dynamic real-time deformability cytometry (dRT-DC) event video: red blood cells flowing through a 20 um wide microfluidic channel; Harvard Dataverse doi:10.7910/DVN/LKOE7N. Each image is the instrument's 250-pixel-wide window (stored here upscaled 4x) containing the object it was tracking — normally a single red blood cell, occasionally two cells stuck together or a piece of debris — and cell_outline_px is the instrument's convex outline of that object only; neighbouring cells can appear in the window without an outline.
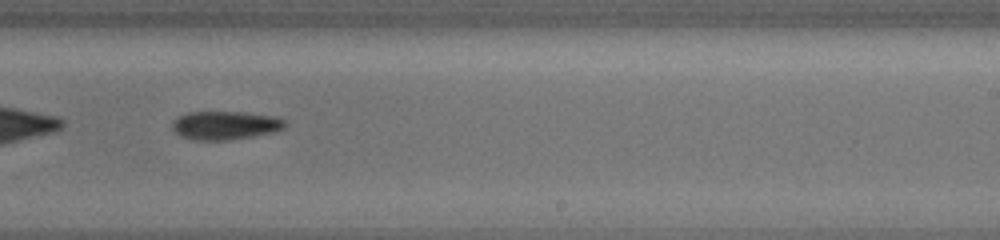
{"species": "common noctule bat (a hibernating species)", "species_latin": "Nyctalus noctula", "temperature_condition": "cold", "stored_images_in_passage": 27, "camera_frame_rate_fps": 3000, "um_per_image_px": 0.085, "animal": {"sex": "female", "body_mass_g": 19.5, "forearm_length_mm": 54.1}, "frame": {"image": 1, "passage_image": 11, "time_ms": 7.333, "image_size_px": [1000, 240], "cell_outline_px": [[284, 128], [272, 132], [252, 136], [228, 140], [196, 140], [184, 136], [176, 132], [172, 128], [172, 124], [180, 116], [192, 112], [240, 112], [268, 116], [284, 120]], "centroid_in_image_um": [19.12, 10.66], "position_along_channel_um": 269.9, "area_um2": 18.03}, "authors_computed_cell_mechanics": {"area_um2": 17.2822, "velocity_mm_per_s": 3.8572, "shape_relaxation_time_tau1_ms": 1.4511, "shape_relaxation_time_tau2_ms": null, "deformation_change_tau1": 0.0984, "deformation_change_tau2": null}}